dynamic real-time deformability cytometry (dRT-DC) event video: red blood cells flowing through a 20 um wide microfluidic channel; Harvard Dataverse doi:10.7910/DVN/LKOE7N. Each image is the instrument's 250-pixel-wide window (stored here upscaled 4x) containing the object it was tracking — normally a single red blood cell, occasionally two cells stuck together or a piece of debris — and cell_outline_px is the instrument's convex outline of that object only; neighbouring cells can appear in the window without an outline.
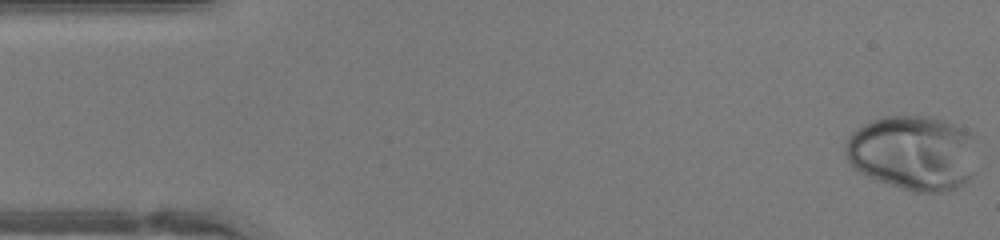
{"species": "human", "species_latin": "Homo sapiens", "temperature_condition": "warm", "stored_images_in_passage": 46, "camera_frame_rate_fps": 3000, "um_per_image_px": 0.085, "donor": {"sex": "female"}, "frame": {"image": 1, "passage_image": 1, "time_ms": 0.0, "image_size_px": [1000, 240], "cell_outline_px": [[976, 136], [972, 172], [968, 180], [956, 188], [948, 192], [912, 192], [876, 180], [856, 172], [852, 168], [844, 152], [844, 144], [848, 136], [856, 128], [868, 120], [884, 116], [932, 116], [948, 120], [972, 132]], "centroid_in_image_um": [77.58, 12.97], "position_along_channel_um": 7.4, "area_um2": 58.72}}
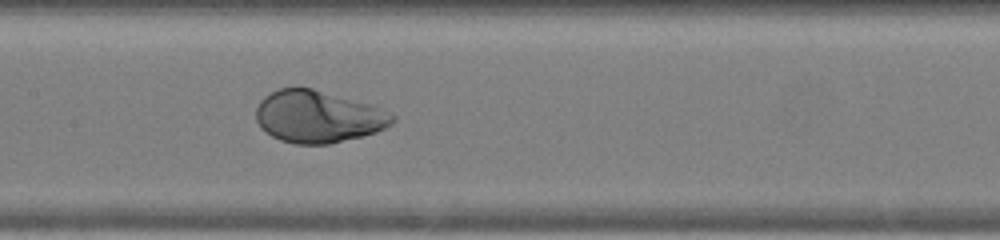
{"frame": {"image": 2, "passage_image": 22, "time_ms": 7.0, "image_size_px": [1000, 240], "cell_outline_px": [[396, 120], [392, 124], [376, 132], [328, 144], [296, 144], [280, 140], [272, 136], [260, 128], [256, 120], [256, 108], [260, 100], [264, 96], [280, 88], [312, 88], [368, 104], [380, 108], [396, 116]], "centroid_in_image_um": [27.0, 9.92], "position_along_channel_um": 180.4, "area_um2": 41.1}}
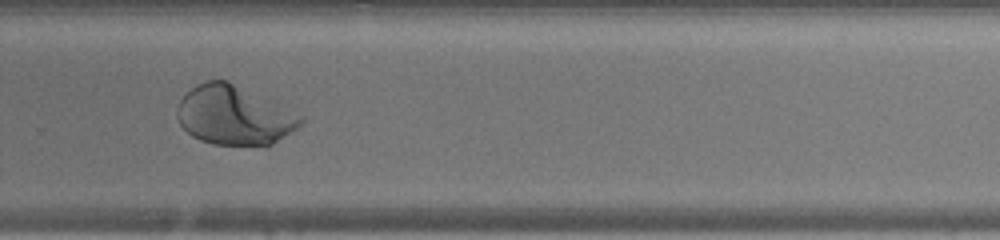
{"frame": {"image": 3, "passage_image": 31, "time_ms": 10.0, "image_size_px": [1000, 240], "cell_outline_px": [[304, 120], [296, 128], [272, 144], [264, 148], [212, 144], [200, 140], [192, 136], [180, 124], [176, 116], [176, 108], [180, 100], [196, 84], [204, 80], [228, 80], [304, 116]], "centroid_in_image_um": [19.89, 9.83], "position_along_channel_um": 309.9, "area_um2": 43.0}}